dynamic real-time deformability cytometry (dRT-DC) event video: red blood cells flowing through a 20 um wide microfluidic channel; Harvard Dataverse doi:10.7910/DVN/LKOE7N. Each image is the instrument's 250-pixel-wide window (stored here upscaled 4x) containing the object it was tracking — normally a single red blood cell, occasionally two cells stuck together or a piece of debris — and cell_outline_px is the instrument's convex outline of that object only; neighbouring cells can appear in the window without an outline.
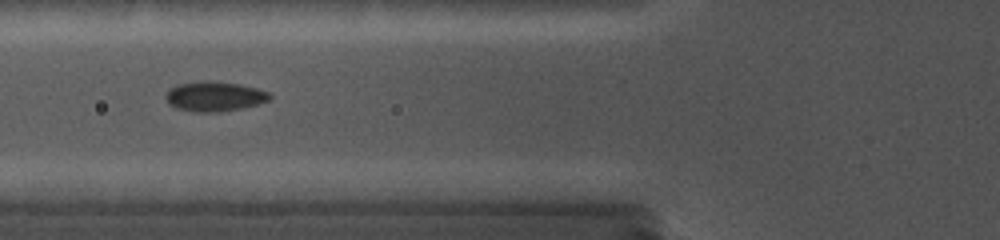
{"species": "common noctule bat (a hibernating species)", "species_latin": "Nyctalus noctula", "temperature_condition": "cold", "stored_images_in_passage": 35, "camera_frame_rate_fps": 5000, "um_per_image_px": 0.085, "animal": {"sex": "female", "body_mass_g": 19.0, "forearm_length_mm": 56.7}, "frame": {"image": 1, "passage_image": 14, "time_ms": 6.6, "image_size_px": [1000, 240], "cell_outline_px": [[272, 96], [268, 100], [256, 104], [240, 108], [216, 112], [192, 112], [176, 108], [168, 104], [164, 96], [176, 84], [200, 80], [208, 80], [240, 84], [256, 88], [268, 92]], "centroid_in_image_um": [18.18, 8.18], "position_along_channel_um": 107.6, "area_um2": 18.09}}
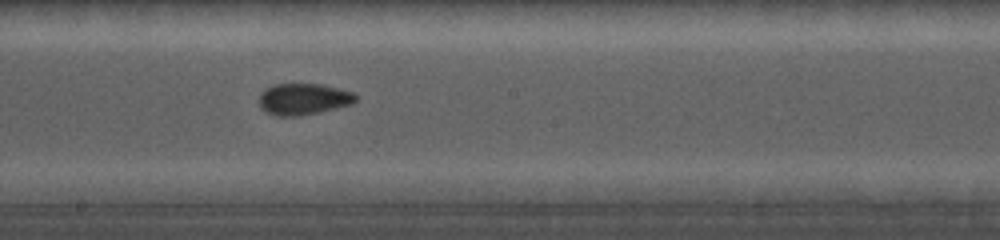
{"frame": {"image": 2, "passage_image": 22, "time_ms": 9.6, "image_size_px": [1000, 240], "cell_outline_px": [[356, 100], [352, 104], [320, 112], [300, 116], [276, 116], [260, 108], [260, 92], [264, 88], [272, 84], [320, 84], [352, 92], [356, 96]], "centroid_in_image_um": [25.75, 8.42], "position_along_channel_um": 222.4, "area_um2": 17.69}}
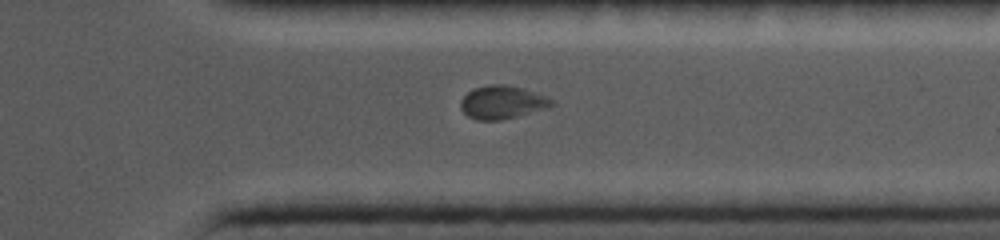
{"frame": {"image": 3, "passage_image": 33, "time_ms": 13.4, "image_size_px": [1000, 240], "cell_outline_px": [[556, 104], [548, 108], [500, 120], [476, 120], [468, 116], [460, 108], [460, 100], [472, 88], [488, 84], [504, 84], [524, 88], [548, 96], [556, 100]], "centroid_in_image_um": [42.72, 8.67], "position_along_channel_um": 368.7, "area_um2": 17.92}}